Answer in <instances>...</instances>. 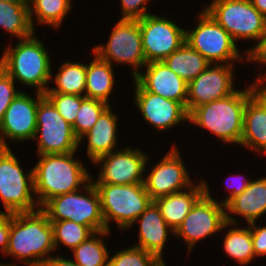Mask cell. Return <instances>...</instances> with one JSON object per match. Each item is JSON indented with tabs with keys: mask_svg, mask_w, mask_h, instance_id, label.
I'll return each mask as SVG.
<instances>
[{
	"mask_svg": "<svg viewBox=\"0 0 266 266\" xmlns=\"http://www.w3.org/2000/svg\"><path fill=\"white\" fill-rule=\"evenodd\" d=\"M0 266H15V264H10V265L7 264V265H5V264H1V263H0Z\"/></svg>",
	"mask_w": 266,
	"mask_h": 266,
	"instance_id": "cell-46",
	"label": "cell"
},
{
	"mask_svg": "<svg viewBox=\"0 0 266 266\" xmlns=\"http://www.w3.org/2000/svg\"><path fill=\"white\" fill-rule=\"evenodd\" d=\"M223 245L227 255L236 259L240 265L249 263L255 257L250 227L230 229Z\"/></svg>",
	"mask_w": 266,
	"mask_h": 266,
	"instance_id": "cell-31",
	"label": "cell"
},
{
	"mask_svg": "<svg viewBox=\"0 0 266 266\" xmlns=\"http://www.w3.org/2000/svg\"><path fill=\"white\" fill-rule=\"evenodd\" d=\"M84 189L87 196L78 194V190L58 195L49 199L40 209L48 216L49 221L70 220L90 227L95 233L107 231L94 183L89 181Z\"/></svg>",
	"mask_w": 266,
	"mask_h": 266,
	"instance_id": "cell-6",
	"label": "cell"
},
{
	"mask_svg": "<svg viewBox=\"0 0 266 266\" xmlns=\"http://www.w3.org/2000/svg\"><path fill=\"white\" fill-rule=\"evenodd\" d=\"M117 116L108 106L92 128L83 136L88 139L87 156L94 162L97 158L115 150Z\"/></svg>",
	"mask_w": 266,
	"mask_h": 266,
	"instance_id": "cell-23",
	"label": "cell"
},
{
	"mask_svg": "<svg viewBox=\"0 0 266 266\" xmlns=\"http://www.w3.org/2000/svg\"><path fill=\"white\" fill-rule=\"evenodd\" d=\"M100 197L101 211L107 231L109 221L121 229L129 228L152 202L144 183L128 185L94 184Z\"/></svg>",
	"mask_w": 266,
	"mask_h": 266,
	"instance_id": "cell-5",
	"label": "cell"
},
{
	"mask_svg": "<svg viewBox=\"0 0 266 266\" xmlns=\"http://www.w3.org/2000/svg\"><path fill=\"white\" fill-rule=\"evenodd\" d=\"M138 21L146 63L164 61L185 42L186 30L163 16L149 14Z\"/></svg>",
	"mask_w": 266,
	"mask_h": 266,
	"instance_id": "cell-13",
	"label": "cell"
},
{
	"mask_svg": "<svg viewBox=\"0 0 266 266\" xmlns=\"http://www.w3.org/2000/svg\"><path fill=\"white\" fill-rule=\"evenodd\" d=\"M205 184V194L195 203L183 222L173 232L177 237H183L188 243V249L199 240L212 235L229 225H236L234 218L225 211V205L216 202Z\"/></svg>",
	"mask_w": 266,
	"mask_h": 266,
	"instance_id": "cell-9",
	"label": "cell"
},
{
	"mask_svg": "<svg viewBox=\"0 0 266 266\" xmlns=\"http://www.w3.org/2000/svg\"><path fill=\"white\" fill-rule=\"evenodd\" d=\"M148 0H121L122 18L127 20H139L150 13H147V7L141 6ZM150 1V0H149Z\"/></svg>",
	"mask_w": 266,
	"mask_h": 266,
	"instance_id": "cell-37",
	"label": "cell"
},
{
	"mask_svg": "<svg viewBox=\"0 0 266 266\" xmlns=\"http://www.w3.org/2000/svg\"><path fill=\"white\" fill-rule=\"evenodd\" d=\"M29 7L0 1V26L19 40L31 36L34 28L30 22Z\"/></svg>",
	"mask_w": 266,
	"mask_h": 266,
	"instance_id": "cell-27",
	"label": "cell"
},
{
	"mask_svg": "<svg viewBox=\"0 0 266 266\" xmlns=\"http://www.w3.org/2000/svg\"><path fill=\"white\" fill-rule=\"evenodd\" d=\"M73 153L40 155L33 168L35 201L41 207L51 198L77 191L91 181L86 168L74 159Z\"/></svg>",
	"mask_w": 266,
	"mask_h": 266,
	"instance_id": "cell-3",
	"label": "cell"
},
{
	"mask_svg": "<svg viewBox=\"0 0 266 266\" xmlns=\"http://www.w3.org/2000/svg\"><path fill=\"white\" fill-rule=\"evenodd\" d=\"M197 17V28L186 31L185 41L210 64L238 61L241 55L230 34L205 9Z\"/></svg>",
	"mask_w": 266,
	"mask_h": 266,
	"instance_id": "cell-10",
	"label": "cell"
},
{
	"mask_svg": "<svg viewBox=\"0 0 266 266\" xmlns=\"http://www.w3.org/2000/svg\"><path fill=\"white\" fill-rule=\"evenodd\" d=\"M164 263H165V262H164L163 258H162V259H158V260L153 264V266H166Z\"/></svg>",
	"mask_w": 266,
	"mask_h": 266,
	"instance_id": "cell-45",
	"label": "cell"
},
{
	"mask_svg": "<svg viewBox=\"0 0 266 266\" xmlns=\"http://www.w3.org/2000/svg\"><path fill=\"white\" fill-rule=\"evenodd\" d=\"M181 159L180 152L173 146V149L152 168L148 177L144 178L145 189L152 201L192 186Z\"/></svg>",
	"mask_w": 266,
	"mask_h": 266,
	"instance_id": "cell-17",
	"label": "cell"
},
{
	"mask_svg": "<svg viewBox=\"0 0 266 266\" xmlns=\"http://www.w3.org/2000/svg\"><path fill=\"white\" fill-rule=\"evenodd\" d=\"M57 87L48 89L45 93H62L84 96L86 86V64L64 62L56 74Z\"/></svg>",
	"mask_w": 266,
	"mask_h": 266,
	"instance_id": "cell-28",
	"label": "cell"
},
{
	"mask_svg": "<svg viewBox=\"0 0 266 266\" xmlns=\"http://www.w3.org/2000/svg\"><path fill=\"white\" fill-rule=\"evenodd\" d=\"M257 84L244 91L200 105L188 114V121L211 131L224 143L240 144L247 100L255 93Z\"/></svg>",
	"mask_w": 266,
	"mask_h": 266,
	"instance_id": "cell-2",
	"label": "cell"
},
{
	"mask_svg": "<svg viewBox=\"0 0 266 266\" xmlns=\"http://www.w3.org/2000/svg\"><path fill=\"white\" fill-rule=\"evenodd\" d=\"M36 100L20 91L6 109L0 124V147L9 148L5 138L23 141L34 139L38 102L44 93L36 92Z\"/></svg>",
	"mask_w": 266,
	"mask_h": 266,
	"instance_id": "cell-16",
	"label": "cell"
},
{
	"mask_svg": "<svg viewBox=\"0 0 266 266\" xmlns=\"http://www.w3.org/2000/svg\"><path fill=\"white\" fill-rule=\"evenodd\" d=\"M205 10L235 41L258 40L266 29V18L251 0H213Z\"/></svg>",
	"mask_w": 266,
	"mask_h": 266,
	"instance_id": "cell-8",
	"label": "cell"
},
{
	"mask_svg": "<svg viewBox=\"0 0 266 266\" xmlns=\"http://www.w3.org/2000/svg\"><path fill=\"white\" fill-rule=\"evenodd\" d=\"M146 73L139 72L134 80L146 91L182 103L186 107L188 83L175 74L164 61L149 62Z\"/></svg>",
	"mask_w": 266,
	"mask_h": 266,
	"instance_id": "cell-19",
	"label": "cell"
},
{
	"mask_svg": "<svg viewBox=\"0 0 266 266\" xmlns=\"http://www.w3.org/2000/svg\"><path fill=\"white\" fill-rule=\"evenodd\" d=\"M109 231L94 233L73 249L75 262L81 266H108L109 253L101 237L108 235Z\"/></svg>",
	"mask_w": 266,
	"mask_h": 266,
	"instance_id": "cell-29",
	"label": "cell"
},
{
	"mask_svg": "<svg viewBox=\"0 0 266 266\" xmlns=\"http://www.w3.org/2000/svg\"><path fill=\"white\" fill-rule=\"evenodd\" d=\"M257 84L255 93L247 100L240 144L266 154V85Z\"/></svg>",
	"mask_w": 266,
	"mask_h": 266,
	"instance_id": "cell-20",
	"label": "cell"
},
{
	"mask_svg": "<svg viewBox=\"0 0 266 266\" xmlns=\"http://www.w3.org/2000/svg\"><path fill=\"white\" fill-rule=\"evenodd\" d=\"M11 223V212H0V247L4 254L7 251Z\"/></svg>",
	"mask_w": 266,
	"mask_h": 266,
	"instance_id": "cell-40",
	"label": "cell"
},
{
	"mask_svg": "<svg viewBox=\"0 0 266 266\" xmlns=\"http://www.w3.org/2000/svg\"><path fill=\"white\" fill-rule=\"evenodd\" d=\"M225 210L242 215L248 224L257 221L266 213V177L251 181L241 194L225 205Z\"/></svg>",
	"mask_w": 266,
	"mask_h": 266,
	"instance_id": "cell-24",
	"label": "cell"
},
{
	"mask_svg": "<svg viewBox=\"0 0 266 266\" xmlns=\"http://www.w3.org/2000/svg\"><path fill=\"white\" fill-rule=\"evenodd\" d=\"M253 6L266 18V0H251Z\"/></svg>",
	"mask_w": 266,
	"mask_h": 266,
	"instance_id": "cell-43",
	"label": "cell"
},
{
	"mask_svg": "<svg viewBox=\"0 0 266 266\" xmlns=\"http://www.w3.org/2000/svg\"><path fill=\"white\" fill-rule=\"evenodd\" d=\"M3 66H2V63L0 62V73L3 71Z\"/></svg>",
	"mask_w": 266,
	"mask_h": 266,
	"instance_id": "cell-47",
	"label": "cell"
},
{
	"mask_svg": "<svg viewBox=\"0 0 266 266\" xmlns=\"http://www.w3.org/2000/svg\"><path fill=\"white\" fill-rule=\"evenodd\" d=\"M93 61L86 65L85 97L101 100L107 104L112 93L114 75L112 65L95 55Z\"/></svg>",
	"mask_w": 266,
	"mask_h": 266,
	"instance_id": "cell-25",
	"label": "cell"
},
{
	"mask_svg": "<svg viewBox=\"0 0 266 266\" xmlns=\"http://www.w3.org/2000/svg\"><path fill=\"white\" fill-rule=\"evenodd\" d=\"M134 83L136 104L145 121L161 131L188 120V112L182 103L148 92L136 81Z\"/></svg>",
	"mask_w": 266,
	"mask_h": 266,
	"instance_id": "cell-18",
	"label": "cell"
},
{
	"mask_svg": "<svg viewBox=\"0 0 266 266\" xmlns=\"http://www.w3.org/2000/svg\"><path fill=\"white\" fill-rule=\"evenodd\" d=\"M43 266H81L74 260L64 259L61 257H49Z\"/></svg>",
	"mask_w": 266,
	"mask_h": 266,
	"instance_id": "cell-41",
	"label": "cell"
},
{
	"mask_svg": "<svg viewBox=\"0 0 266 266\" xmlns=\"http://www.w3.org/2000/svg\"><path fill=\"white\" fill-rule=\"evenodd\" d=\"M34 138L39 139L38 155L73 153L81 144L72 126L45 96L38 102Z\"/></svg>",
	"mask_w": 266,
	"mask_h": 266,
	"instance_id": "cell-11",
	"label": "cell"
},
{
	"mask_svg": "<svg viewBox=\"0 0 266 266\" xmlns=\"http://www.w3.org/2000/svg\"><path fill=\"white\" fill-rule=\"evenodd\" d=\"M0 1H4L7 3H15L19 5H24V6H30V2H31V0H0Z\"/></svg>",
	"mask_w": 266,
	"mask_h": 266,
	"instance_id": "cell-44",
	"label": "cell"
},
{
	"mask_svg": "<svg viewBox=\"0 0 266 266\" xmlns=\"http://www.w3.org/2000/svg\"><path fill=\"white\" fill-rule=\"evenodd\" d=\"M50 222L53 229L55 249L58 247L60 241L63 246L65 245L73 250L95 233L90 227L80 225L70 220Z\"/></svg>",
	"mask_w": 266,
	"mask_h": 266,
	"instance_id": "cell-32",
	"label": "cell"
},
{
	"mask_svg": "<svg viewBox=\"0 0 266 266\" xmlns=\"http://www.w3.org/2000/svg\"><path fill=\"white\" fill-rule=\"evenodd\" d=\"M240 178V177H239ZM251 181H244L241 184H238L236 188H234L233 190L230 191V195L228 198H226L225 200H223V202H221L223 205H226L233 197H235L236 195L241 194L247 187L248 184Z\"/></svg>",
	"mask_w": 266,
	"mask_h": 266,
	"instance_id": "cell-42",
	"label": "cell"
},
{
	"mask_svg": "<svg viewBox=\"0 0 266 266\" xmlns=\"http://www.w3.org/2000/svg\"><path fill=\"white\" fill-rule=\"evenodd\" d=\"M137 220L140 222L139 244L135 247L154 254L158 259H162L168 229L174 231L165 222L159 207L152 201Z\"/></svg>",
	"mask_w": 266,
	"mask_h": 266,
	"instance_id": "cell-21",
	"label": "cell"
},
{
	"mask_svg": "<svg viewBox=\"0 0 266 266\" xmlns=\"http://www.w3.org/2000/svg\"><path fill=\"white\" fill-rule=\"evenodd\" d=\"M232 64H211L188 83L186 110L188 114L196 107L233 94Z\"/></svg>",
	"mask_w": 266,
	"mask_h": 266,
	"instance_id": "cell-15",
	"label": "cell"
},
{
	"mask_svg": "<svg viewBox=\"0 0 266 266\" xmlns=\"http://www.w3.org/2000/svg\"><path fill=\"white\" fill-rule=\"evenodd\" d=\"M189 189V192L172 193L154 201L165 222L173 231L178 228L195 203L205 194L204 180L195 186L192 185Z\"/></svg>",
	"mask_w": 266,
	"mask_h": 266,
	"instance_id": "cell-22",
	"label": "cell"
},
{
	"mask_svg": "<svg viewBox=\"0 0 266 266\" xmlns=\"http://www.w3.org/2000/svg\"><path fill=\"white\" fill-rule=\"evenodd\" d=\"M101 100L85 97L81 102L74 125L72 126L75 136L79 142L83 140V136L96 123L101 113L109 106Z\"/></svg>",
	"mask_w": 266,
	"mask_h": 266,
	"instance_id": "cell-33",
	"label": "cell"
},
{
	"mask_svg": "<svg viewBox=\"0 0 266 266\" xmlns=\"http://www.w3.org/2000/svg\"><path fill=\"white\" fill-rule=\"evenodd\" d=\"M44 96L53 104L59 114L73 126L85 96L62 93H44Z\"/></svg>",
	"mask_w": 266,
	"mask_h": 266,
	"instance_id": "cell-35",
	"label": "cell"
},
{
	"mask_svg": "<svg viewBox=\"0 0 266 266\" xmlns=\"http://www.w3.org/2000/svg\"><path fill=\"white\" fill-rule=\"evenodd\" d=\"M54 249L52 225L40 207L37 212L11 213L5 254L14 255L28 266H43ZM46 254L49 256L45 257Z\"/></svg>",
	"mask_w": 266,
	"mask_h": 266,
	"instance_id": "cell-1",
	"label": "cell"
},
{
	"mask_svg": "<svg viewBox=\"0 0 266 266\" xmlns=\"http://www.w3.org/2000/svg\"><path fill=\"white\" fill-rule=\"evenodd\" d=\"M158 258L138 247H130L109 257L108 266H153Z\"/></svg>",
	"mask_w": 266,
	"mask_h": 266,
	"instance_id": "cell-34",
	"label": "cell"
},
{
	"mask_svg": "<svg viewBox=\"0 0 266 266\" xmlns=\"http://www.w3.org/2000/svg\"><path fill=\"white\" fill-rule=\"evenodd\" d=\"M249 227L251 230L254 255H266V226L255 227V222H252L249 224Z\"/></svg>",
	"mask_w": 266,
	"mask_h": 266,
	"instance_id": "cell-39",
	"label": "cell"
},
{
	"mask_svg": "<svg viewBox=\"0 0 266 266\" xmlns=\"http://www.w3.org/2000/svg\"><path fill=\"white\" fill-rule=\"evenodd\" d=\"M3 69L13 79L37 92L45 93L52 78L51 62L43 43L33 36L20 39L14 47H8L0 59ZM16 78V79H15Z\"/></svg>",
	"mask_w": 266,
	"mask_h": 266,
	"instance_id": "cell-4",
	"label": "cell"
},
{
	"mask_svg": "<svg viewBox=\"0 0 266 266\" xmlns=\"http://www.w3.org/2000/svg\"><path fill=\"white\" fill-rule=\"evenodd\" d=\"M116 151L105 154L93 162L103 163L99 178L93 183L113 185L143 183L142 174L149 158L147 154L129 147Z\"/></svg>",
	"mask_w": 266,
	"mask_h": 266,
	"instance_id": "cell-14",
	"label": "cell"
},
{
	"mask_svg": "<svg viewBox=\"0 0 266 266\" xmlns=\"http://www.w3.org/2000/svg\"><path fill=\"white\" fill-rule=\"evenodd\" d=\"M30 3L29 17L32 28L33 14H36L38 23L58 28L71 8V0H31Z\"/></svg>",
	"mask_w": 266,
	"mask_h": 266,
	"instance_id": "cell-30",
	"label": "cell"
},
{
	"mask_svg": "<svg viewBox=\"0 0 266 266\" xmlns=\"http://www.w3.org/2000/svg\"><path fill=\"white\" fill-rule=\"evenodd\" d=\"M164 62L175 74L187 83L195 79L210 65V63L186 41L179 49L171 53Z\"/></svg>",
	"mask_w": 266,
	"mask_h": 266,
	"instance_id": "cell-26",
	"label": "cell"
},
{
	"mask_svg": "<svg viewBox=\"0 0 266 266\" xmlns=\"http://www.w3.org/2000/svg\"><path fill=\"white\" fill-rule=\"evenodd\" d=\"M10 148L0 147V198L6 212L35 211L33 168L26 174Z\"/></svg>",
	"mask_w": 266,
	"mask_h": 266,
	"instance_id": "cell-7",
	"label": "cell"
},
{
	"mask_svg": "<svg viewBox=\"0 0 266 266\" xmlns=\"http://www.w3.org/2000/svg\"><path fill=\"white\" fill-rule=\"evenodd\" d=\"M246 59L250 61H256L260 64H266V29L265 32L258 39V44L254 48H251L249 51H246ZM256 84L260 85L263 81L266 80V74L261 77H257Z\"/></svg>",
	"mask_w": 266,
	"mask_h": 266,
	"instance_id": "cell-38",
	"label": "cell"
},
{
	"mask_svg": "<svg viewBox=\"0 0 266 266\" xmlns=\"http://www.w3.org/2000/svg\"><path fill=\"white\" fill-rule=\"evenodd\" d=\"M18 93V90L15 91L14 80L3 70L0 73V124L6 109L10 106Z\"/></svg>",
	"mask_w": 266,
	"mask_h": 266,
	"instance_id": "cell-36",
	"label": "cell"
},
{
	"mask_svg": "<svg viewBox=\"0 0 266 266\" xmlns=\"http://www.w3.org/2000/svg\"><path fill=\"white\" fill-rule=\"evenodd\" d=\"M93 50L101 60L111 65V61L129 63L133 68V77L139 73L138 67L147 64L138 20L120 19L114 26L106 47L100 45Z\"/></svg>",
	"mask_w": 266,
	"mask_h": 266,
	"instance_id": "cell-12",
	"label": "cell"
}]
</instances>
